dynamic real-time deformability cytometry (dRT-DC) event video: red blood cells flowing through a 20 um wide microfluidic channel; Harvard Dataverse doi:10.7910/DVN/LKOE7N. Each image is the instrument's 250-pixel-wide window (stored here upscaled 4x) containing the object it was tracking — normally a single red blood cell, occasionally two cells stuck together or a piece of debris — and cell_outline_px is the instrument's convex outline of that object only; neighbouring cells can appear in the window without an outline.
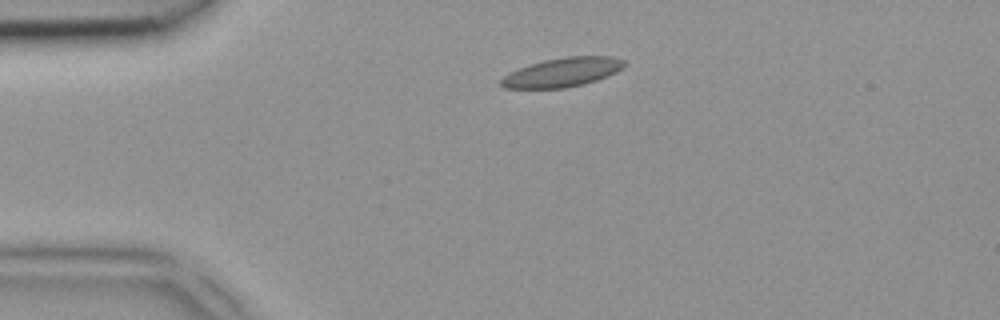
{"species": "common noctule bat (a hibernating species)", "species_latin": "Nyctalus noctula", "temperature_condition": "room temperature", "stored_images_in_passage": 3, "camera_frame_rate_fps": 3000, "um_per_image_px": 0.085, "animal": {"sex": "female", "body_mass_g": 18.4}, "frame": {"image": 1, "passage_image": 1, "time_ms": 0.0, "image_size_px": [1000, 320], "cell_outline_px": [[628, 64], [624, 68], [616, 72], [596, 80], [584, 84], [564, 88], [504, 88], [500, 84], [500, 80], [504, 76], [520, 68], [544, 60], [568, 56], [612, 56], [624, 60]], "centroid_in_image_um": [47.86, 6.14], "position_along_channel_um": 37.1, "area_um2": 20.75}}